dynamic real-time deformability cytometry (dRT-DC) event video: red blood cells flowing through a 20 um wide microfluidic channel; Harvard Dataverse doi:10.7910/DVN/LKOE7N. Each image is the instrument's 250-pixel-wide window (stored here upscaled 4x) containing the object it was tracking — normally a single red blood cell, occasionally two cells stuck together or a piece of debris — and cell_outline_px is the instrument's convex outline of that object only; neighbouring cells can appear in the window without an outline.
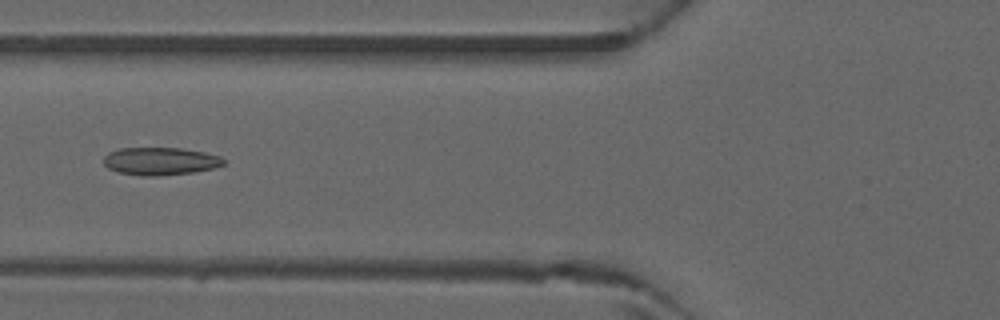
{"species": "common noctule bat (a hibernating species)", "species_latin": "Nyctalus noctula", "temperature_condition": "warm", "stored_images_in_passage": 45, "camera_frame_rate_fps": 3000, "um_per_image_px": 0.085, "animal": {"sex": "male", "forearm_length_mm": 52.5}, "frame": {"image": 1, "passage_image": 17, "time_ms": 5.333, "image_size_px": [1000, 320], "cell_outline_px": [[228, 160], [224, 164], [216, 168], [192, 172], [156, 176], [140, 176], [120, 172], [108, 168], [104, 164], [104, 156], [108, 152], [120, 148], [180, 148], [204, 152], [220, 156]], "centroid_in_image_um": [13.65, 13.7], "position_along_channel_um": 112.1, "area_um2": 19.48}}
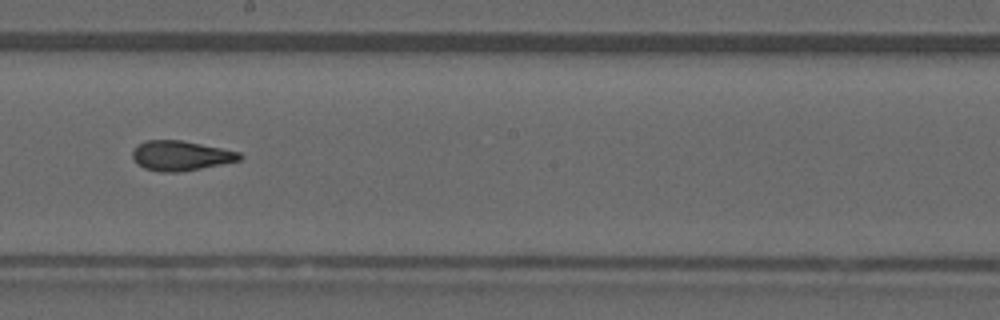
{"frame": {"image": 2, "passage_image": 25, "time_ms": 8.0, "image_size_px": [1000, 320], "cell_outline_px": [[244, 156], [240, 160], [180, 172], [160, 172], [144, 168], [136, 164], [132, 156], [132, 152], [144, 140], [180, 140], [240, 152]], "centroid_in_image_um": [15.34, 13.24], "position_along_channel_um": 232.9, "area_um2": 18.44}}
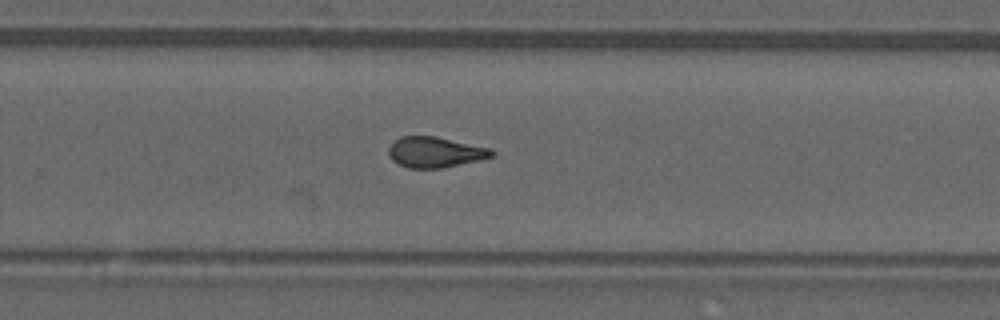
{"frame": {"image": 3, "passage_image": 29, "time_ms": 9.333, "image_size_px": [1000, 320], "cell_outline_px": [[496, 156], [480, 160], [440, 168], [408, 168], [392, 160], [388, 152], [388, 148], [400, 136], [436, 136], [492, 148], [496, 152]], "centroid_in_image_um": [37.04, 12.93], "position_along_channel_um": 292.8, "area_um2": 18.5}}